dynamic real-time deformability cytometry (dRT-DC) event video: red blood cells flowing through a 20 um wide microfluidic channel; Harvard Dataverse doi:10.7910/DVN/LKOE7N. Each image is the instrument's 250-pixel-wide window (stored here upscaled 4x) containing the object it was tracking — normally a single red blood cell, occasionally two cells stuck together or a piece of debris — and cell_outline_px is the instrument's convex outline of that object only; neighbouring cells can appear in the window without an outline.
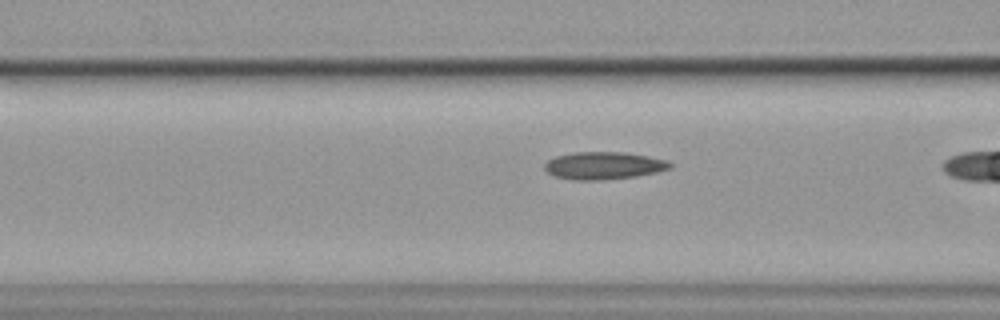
{"species": "common noctule bat (a hibernating species)", "species_latin": "Nyctalus noctula", "temperature_condition": "cold", "stored_images_in_passage": 21, "camera_frame_rate_fps": 3000, "um_per_image_px": 0.085, "animal": {"sex": "female", "body_mass_g": 19.9}, "frame": {"image": 1, "passage_image": 19, "time_ms": 6.0, "image_size_px": [1000, 320], "cell_outline_px": [[672, 168], [656, 172], [636, 176], [600, 180], [572, 180], [552, 176], [544, 168], [544, 164], [548, 160], [556, 156], [572, 152], [624, 152], [648, 156], [668, 160], [672, 164]], "centroid_in_image_um": [51.3, 14.07], "position_along_channel_um": 115.3, "area_um2": 20.23}}